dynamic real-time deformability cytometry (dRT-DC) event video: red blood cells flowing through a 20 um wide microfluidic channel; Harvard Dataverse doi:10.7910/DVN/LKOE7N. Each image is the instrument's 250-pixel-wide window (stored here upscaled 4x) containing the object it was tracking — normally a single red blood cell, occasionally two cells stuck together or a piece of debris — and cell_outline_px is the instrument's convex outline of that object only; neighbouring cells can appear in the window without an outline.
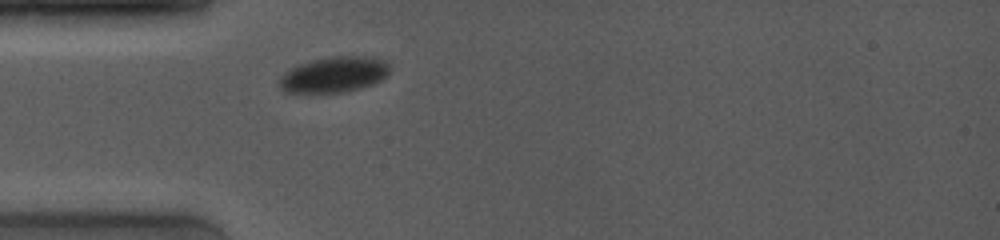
{"species": "common noctule bat (a hibernating species)", "species_latin": "Nyctalus noctula", "temperature_condition": "room temperature", "stored_images_in_passage": 3, "camera_frame_rate_fps": 4000, "um_per_image_px": 0.085, "animal": {"sex": "female", "body_mass_g": 19.0, "forearm_length_mm": 53.3}, "frame": {"image": 1, "passage_image": 1, "time_ms": 0.0, "image_size_px": [1000, 240], "cell_outline_px": [[388, 76], [372, 84], [360, 88], [344, 92], [284, 92], [280, 88], [280, 76], [284, 72], [300, 64], [312, 60], [332, 56], [372, 56], [384, 60], [388, 64]], "centroid_in_image_um": [28.41, 6.33], "position_along_channel_um": 56.6, "area_um2": 22.83}}